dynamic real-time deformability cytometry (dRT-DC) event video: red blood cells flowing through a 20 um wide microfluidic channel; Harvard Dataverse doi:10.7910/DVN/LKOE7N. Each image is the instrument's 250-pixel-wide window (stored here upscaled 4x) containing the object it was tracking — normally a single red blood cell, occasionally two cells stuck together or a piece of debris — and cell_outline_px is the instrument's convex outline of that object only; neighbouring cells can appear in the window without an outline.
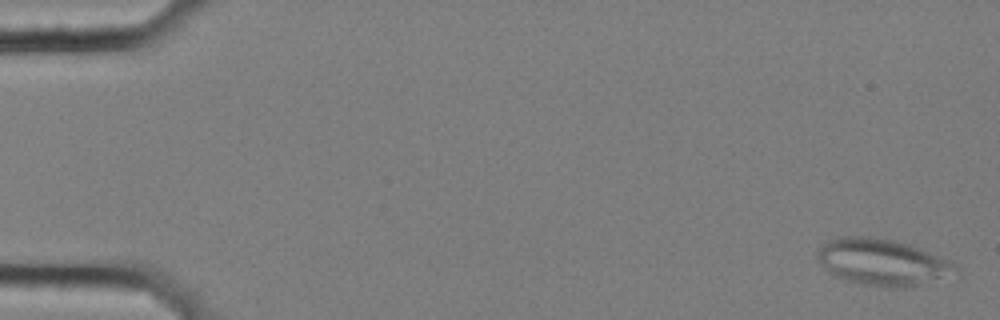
{"species": "common noctule bat (a hibernating species)", "species_latin": "Nyctalus noctula", "temperature_condition": "cold", "stored_images_in_passage": 59, "segment_of_instrument_passage": [1, 3], "camera_frame_rate_fps": 3000, "um_per_image_px": 0.085, "animal": {"sex": "female", "body_mass_g": 25.1}, "frame": {"image": 1, "passage_image": 2, "time_ms": 0.333, "image_size_px": [1000, 320], "cell_outline_px": [[960, 272], [912, 288], [888, 288], [856, 284], [844, 280], [828, 272], [824, 268], [816, 256], [816, 252], [828, 240], [840, 236], [880, 236], [896, 240], [920, 248], [952, 260], [960, 268]], "centroid_in_image_um": [75.04, 22.29], "position_along_channel_um": 10.0, "area_um2": 38.49}}